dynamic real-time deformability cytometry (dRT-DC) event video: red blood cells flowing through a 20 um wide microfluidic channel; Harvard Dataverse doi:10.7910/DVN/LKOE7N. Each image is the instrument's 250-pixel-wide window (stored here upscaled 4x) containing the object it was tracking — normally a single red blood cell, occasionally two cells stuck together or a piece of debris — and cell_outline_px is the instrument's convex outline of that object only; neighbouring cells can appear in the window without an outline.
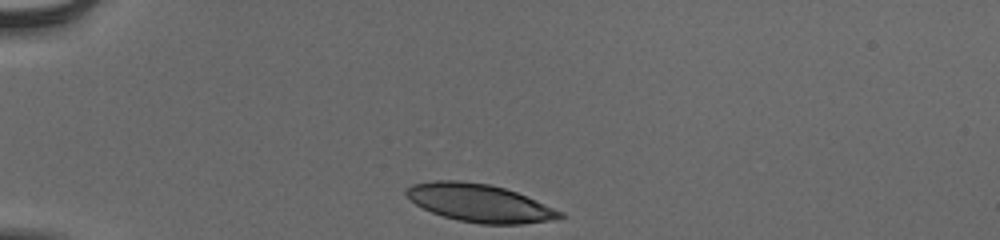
{"species": "human", "species_latin": "Homo sapiens", "temperature_condition": "cold", "stored_images_in_passage": 33, "camera_frame_rate_fps": 3000, "um_per_image_px": 0.085, "donor": {"sex": "male"}, "frame": {"image": 1, "passage_image": 1, "time_ms": 0.0, "image_size_px": [1000, 240], "cell_outline_px": [[564, 216], [552, 220], [520, 224], [480, 224], [456, 220], [432, 212], [416, 204], [404, 192], [412, 184], [436, 180], [460, 180], [488, 184], [504, 188], [516, 192], [564, 212]], "centroid_in_image_um": [40.77, 17.25], "position_along_channel_um": 44.2, "area_um2": 33.64}}
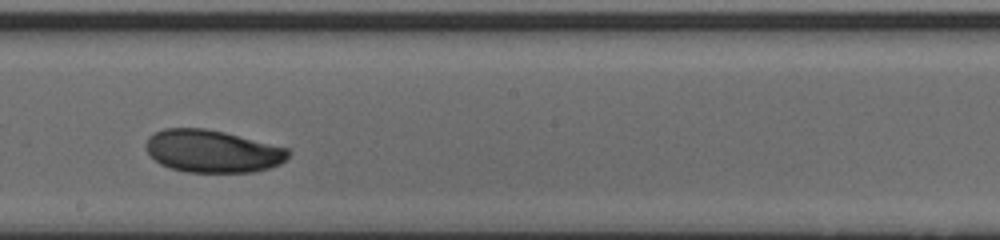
{"frame": {"image": 2, "passage_image": 19, "time_ms": 6.0, "image_size_px": [1000, 240], "cell_outline_px": [[292, 152], [280, 164], [268, 168], [252, 172], [188, 172], [168, 168], [160, 164], [148, 152], [148, 136], [164, 128], [204, 128], [224, 132], [292, 148]], "centroid_in_image_um": [18.12, 12.85], "position_along_channel_um": 230.1, "area_um2": 35.32}}
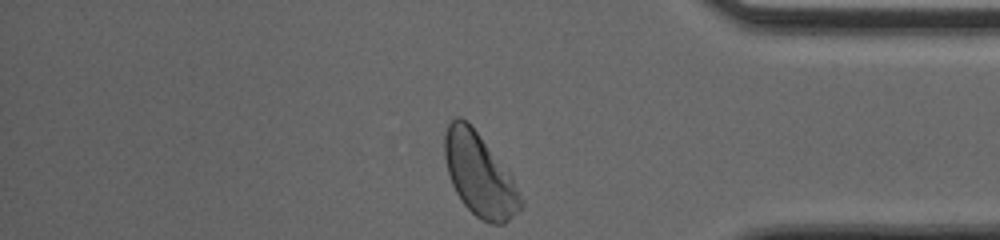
{"frame": {"image": 3, "passage_image": 33, "time_ms": 10.667, "image_size_px": [1000, 240], "cell_outline_px": [[524, 204], [504, 224], [492, 224], [476, 216], [464, 204], [456, 192], [452, 184], [448, 172], [444, 156], [444, 136], [448, 124], [456, 116], [460, 116], [468, 120], [508, 168], [524, 200]], "centroid_in_image_um": [40.77, 14.81], "position_along_channel_um": 394.4, "area_um2": 36.99}, "authors_computed_cell_mechanics": {"area_um2": 35.6048, "velocity_mm_per_s": 3.8398, "shape_relaxation_time_tau1_ms": 2.6, "shape_relaxation_time_tau2_ms": null, "deformation_change_tau1": 0.1217, "deformation_change_tau2": null}}